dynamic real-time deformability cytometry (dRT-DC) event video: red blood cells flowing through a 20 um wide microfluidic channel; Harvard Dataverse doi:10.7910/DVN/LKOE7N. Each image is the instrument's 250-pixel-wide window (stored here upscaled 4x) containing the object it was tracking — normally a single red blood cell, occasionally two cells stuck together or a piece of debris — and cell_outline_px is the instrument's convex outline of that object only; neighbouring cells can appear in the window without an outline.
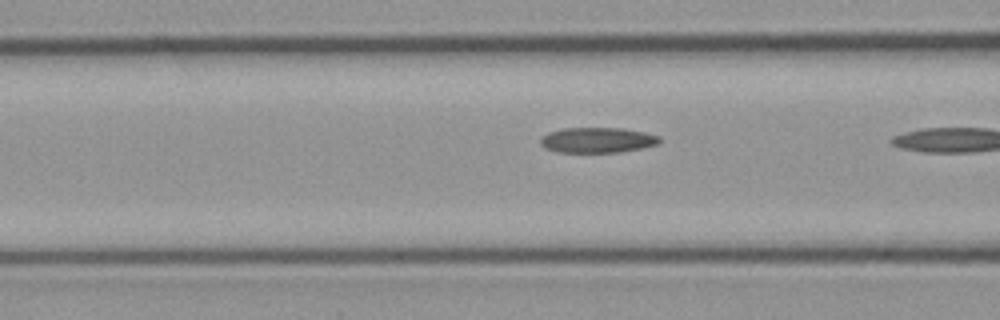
{"species": "common noctule bat (a hibernating species)", "species_latin": "Nyctalus noctula", "temperature_condition": "cold", "stored_images_in_passage": 18, "camera_frame_rate_fps": 3000, "um_per_image_px": 0.085, "animal": {"sex": "male", "body_mass_g": 23.1, "forearm_length_mm": 52.7}, "frame": {"image": 1, "passage_image": 17, "time_ms": 5.333, "image_size_px": [1000, 320], "cell_outline_px": [[660, 144], [644, 148], [620, 152], [556, 152], [544, 148], [540, 144], [540, 136], [548, 132], [564, 128], [624, 128], [644, 132], [660, 136]], "centroid_in_image_um": [50.78, 11.91], "position_along_channel_um": 115.8, "area_um2": 17.86}}